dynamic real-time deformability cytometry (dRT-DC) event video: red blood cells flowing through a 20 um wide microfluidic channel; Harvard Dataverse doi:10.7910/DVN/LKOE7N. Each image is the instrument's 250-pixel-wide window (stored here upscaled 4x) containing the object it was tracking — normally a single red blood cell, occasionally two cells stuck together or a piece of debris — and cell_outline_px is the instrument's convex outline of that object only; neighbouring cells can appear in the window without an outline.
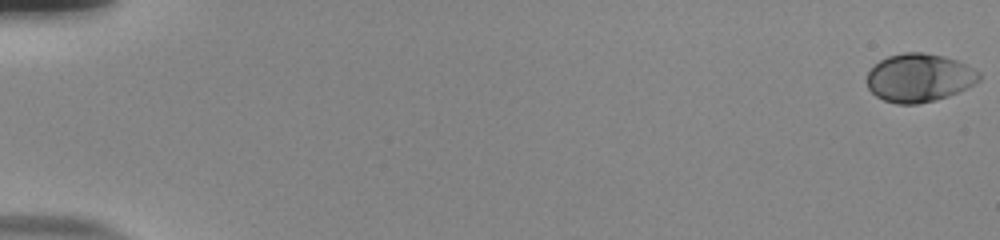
{"species": "human", "species_latin": "Homo sapiens", "temperature_condition": "room temperature", "stored_images_in_passage": 55, "camera_frame_rate_fps": 3000, "um_per_image_px": 0.085, "donor": {"sex": "male"}, "frame": {"image": 1, "passage_image": 1, "time_ms": 0.0, "image_size_px": [1000, 240], "cell_outline_px": [[980, 80], [968, 88], [948, 96], [936, 100], [916, 104], [896, 104], [884, 100], [876, 96], [868, 88], [868, 72], [880, 60], [888, 56], [904, 52], [924, 52], [944, 56], [956, 60], [980, 72]], "centroid_in_image_um": [78.14, 6.61], "position_along_channel_um": 6.9, "area_um2": 31.56}}
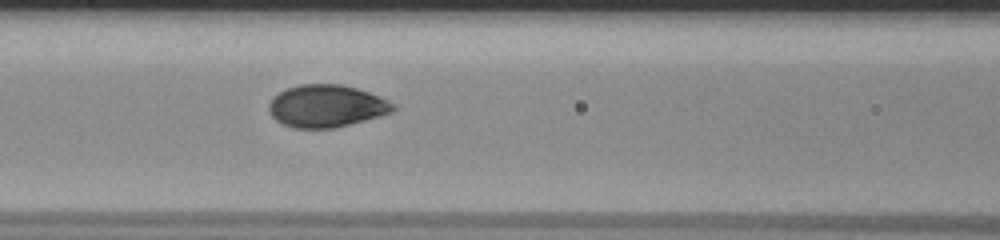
{"frame": {"image": 2, "passage_image": 26, "time_ms": 8.333, "image_size_px": [1000, 240], "cell_outline_px": [[396, 108], [392, 112], [380, 116], [336, 128], [292, 128], [276, 120], [272, 116], [268, 108], [268, 104], [280, 92], [288, 88], [300, 84], [340, 84], [356, 88], [380, 96], [396, 104]], "centroid_in_image_um": [27.78, 9.02], "position_along_channel_um": 138.8, "area_um2": 30.63}}
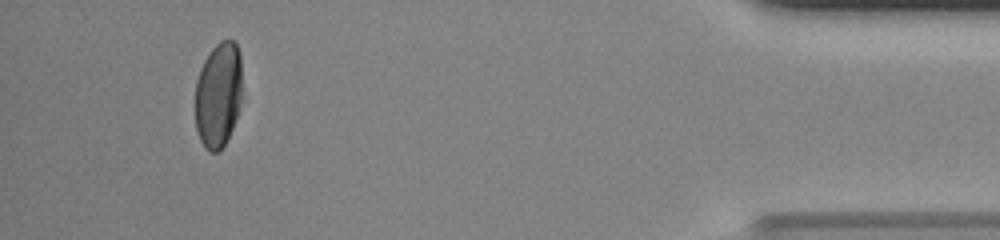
{"frame": {"image": 3, "passage_image": 52, "time_ms": 17.0, "image_size_px": [1000, 240], "cell_outline_px": [[240, 104], [232, 128], [224, 144], [216, 152], [212, 152], [200, 140], [196, 128], [196, 80], [200, 68], [208, 52], [220, 40], [232, 40], [236, 44], [240, 52]], "centroid_in_image_um": [18.54, 8.0], "position_along_channel_um": 416.7, "area_um2": 28.38}, "authors_computed_cell_mechanics": {"area_um2": 30.8652, "velocity_mm_per_s": 3.8608, "shape_relaxation_time_tau1_ms": 3.0092, "shape_relaxation_time_tau2_ms": null, "deformation_change_tau1": 0.1398, "deformation_change_tau2": null}}